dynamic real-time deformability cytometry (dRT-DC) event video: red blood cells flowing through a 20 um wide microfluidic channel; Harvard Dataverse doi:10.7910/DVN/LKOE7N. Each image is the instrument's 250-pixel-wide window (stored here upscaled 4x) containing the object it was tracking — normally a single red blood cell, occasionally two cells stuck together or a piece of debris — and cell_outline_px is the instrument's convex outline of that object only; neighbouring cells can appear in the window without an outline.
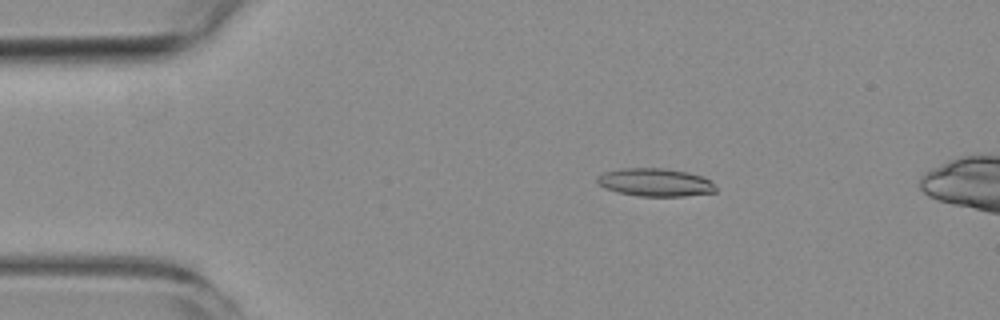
{"species": "common noctule bat (a hibernating species)", "species_latin": "Nyctalus noctula", "temperature_condition": "room temperature", "stored_images_in_passage": 5, "camera_frame_rate_fps": 3000, "um_per_image_px": 0.085, "animal": {"sex": "female", "body_mass_g": 19.3, "forearm_length_mm": 54.1}, "frame": {"image": 1, "passage_image": 3, "time_ms": 2.333, "image_size_px": [1000, 320], "cell_outline_px": [[716, 192], [684, 196], [640, 196], [616, 192], [604, 188], [596, 180], [596, 176], [604, 172], [624, 168], [664, 168], [688, 172], [704, 176], [712, 180], [716, 188]], "centroid_in_image_um": [55.72, 15.5], "position_along_channel_um": 29.3, "area_um2": 19.54}}